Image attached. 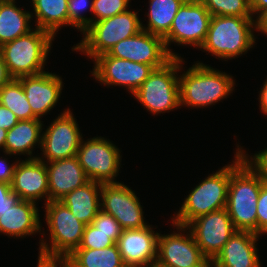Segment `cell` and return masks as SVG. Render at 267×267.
Wrapping results in <instances>:
<instances>
[{
	"label": "cell",
	"instance_id": "cell-27",
	"mask_svg": "<svg viewBox=\"0 0 267 267\" xmlns=\"http://www.w3.org/2000/svg\"><path fill=\"white\" fill-rule=\"evenodd\" d=\"M65 259L71 267H126L117 243L103 249L77 248Z\"/></svg>",
	"mask_w": 267,
	"mask_h": 267
},
{
	"label": "cell",
	"instance_id": "cell-28",
	"mask_svg": "<svg viewBox=\"0 0 267 267\" xmlns=\"http://www.w3.org/2000/svg\"><path fill=\"white\" fill-rule=\"evenodd\" d=\"M186 0H149L147 27L142 30L164 38L170 30L173 19Z\"/></svg>",
	"mask_w": 267,
	"mask_h": 267
},
{
	"label": "cell",
	"instance_id": "cell-21",
	"mask_svg": "<svg viewBox=\"0 0 267 267\" xmlns=\"http://www.w3.org/2000/svg\"><path fill=\"white\" fill-rule=\"evenodd\" d=\"M260 235L237 230L213 259L223 267H261L257 240Z\"/></svg>",
	"mask_w": 267,
	"mask_h": 267
},
{
	"label": "cell",
	"instance_id": "cell-47",
	"mask_svg": "<svg viewBox=\"0 0 267 267\" xmlns=\"http://www.w3.org/2000/svg\"><path fill=\"white\" fill-rule=\"evenodd\" d=\"M140 267H163V266H161L157 262H155L153 264H148V265H144V266H140Z\"/></svg>",
	"mask_w": 267,
	"mask_h": 267
},
{
	"label": "cell",
	"instance_id": "cell-26",
	"mask_svg": "<svg viewBox=\"0 0 267 267\" xmlns=\"http://www.w3.org/2000/svg\"><path fill=\"white\" fill-rule=\"evenodd\" d=\"M35 27L50 32L54 37L62 26H69L68 0H32Z\"/></svg>",
	"mask_w": 267,
	"mask_h": 267
},
{
	"label": "cell",
	"instance_id": "cell-4",
	"mask_svg": "<svg viewBox=\"0 0 267 267\" xmlns=\"http://www.w3.org/2000/svg\"><path fill=\"white\" fill-rule=\"evenodd\" d=\"M255 18L212 16L206 38L200 49L219 59H235L256 45Z\"/></svg>",
	"mask_w": 267,
	"mask_h": 267
},
{
	"label": "cell",
	"instance_id": "cell-40",
	"mask_svg": "<svg viewBox=\"0 0 267 267\" xmlns=\"http://www.w3.org/2000/svg\"><path fill=\"white\" fill-rule=\"evenodd\" d=\"M68 267L66 259L46 258L38 256L37 267Z\"/></svg>",
	"mask_w": 267,
	"mask_h": 267
},
{
	"label": "cell",
	"instance_id": "cell-29",
	"mask_svg": "<svg viewBox=\"0 0 267 267\" xmlns=\"http://www.w3.org/2000/svg\"><path fill=\"white\" fill-rule=\"evenodd\" d=\"M0 104L11 110L19 120L37 119L18 79H13L0 89Z\"/></svg>",
	"mask_w": 267,
	"mask_h": 267
},
{
	"label": "cell",
	"instance_id": "cell-16",
	"mask_svg": "<svg viewBox=\"0 0 267 267\" xmlns=\"http://www.w3.org/2000/svg\"><path fill=\"white\" fill-rule=\"evenodd\" d=\"M189 232V233H188ZM187 234L158 235L157 263L163 267H204L207 258L202 254L189 230Z\"/></svg>",
	"mask_w": 267,
	"mask_h": 267
},
{
	"label": "cell",
	"instance_id": "cell-43",
	"mask_svg": "<svg viewBox=\"0 0 267 267\" xmlns=\"http://www.w3.org/2000/svg\"><path fill=\"white\" fill-rule=\"evenodd\" d=\"M259 107L264 115H267V77L259 93Z\"/></svg>",
	"mask_w": 267,
	"mask_h": 267
},
{
	"label": "cell",
	"instance_id": "cell-13",
	"mask_svg": "<svg viewBox=\"0 0 267 267\" xmlns=\"http://www.w3.org/2000/svg\"><path fill=\"white\" fill-rule=\"evenodd\" d=\"M101 211L112 215L123 230L144 228V212L135 191L120 182L103 183L100 192Z\"/></svg>",
	"mask_w": 267,
	"mask_h": 267
},
{
	"label": "cell",
	"instance_id": "cell-8",
	"mask_svg": "<svg viewBox=\"0 0 267 267\" xmlns=\"http://www.w3.org/2000/svg\"><path fill=\"white\" fill-rule=\"evenodd\" d=\"M182 62L181 57H173L164 66L155 68L132 94L153 115L163 114L180 107L177 73L182 69Z\"/></svg>",
	"mask_w": 267,
	"mask_h": 267
},
{
	"label": "cell",
	"instance_id": "cell-11",
	"mask_svg": "<svg viewBox=\"0 0 267 267\" xmlns=\"http://www.w3.org/2000/svg\"><path fill=\"white\" fill-rule=\"evenodd\" d=\"M172 225L179 231L189 229L207 259H214L237 231L225 208L202 215L192 220L186 227L174 223Z\"/></svg>",
	"mask_w": 267,
	"mask_h": 267
},
{
	"label": "cell",
	"instance_id": "cell-10",
	"mask_svg": "<svg viewBox=\"0 0 267 267\" xmlns=\"http://www.w3.org/2000/svg\"><path fill=\"white\" fill-rule=\"evenodd\" d=\"M120 153L109 139L100 136L86 141L82 139L76 156L88 179L103 184L117 183L115 177L120 171Z\"/></svg>",
	"mask_w": 267,
	"mask_h": 267
},
{
	"label": "cell",
	"instance_id": "cell-19",
	"mask_svg": "<svg viewBox=\"0 0 267 267\" xmlns=\"http://www.w3.org/2000/svg\"><path fill=\"white\" fill-rule=\"evenodd\" d=\"M18 80L22 84L33 114L39 119L55 107L64 86L59 75L47 71L20 77Z\"/></svg>",
	"mask_w": 267,
	"mask_h": 267
},
{
	"label": "cell",
	"instance_id": "cell-31",
	"mask_svg": "<svg viewBox=\"0 0 267 267\" xmlns=\"http://www.w3.org/2000/svg\"><path fill=\"white\" fill-rule=\"evenodd\" d=\"M88 8L92 13L93 0H68L69 26L75 27L83 33L92 23L93 17L83 16V12L88 10Z\"/></svg>",
	"mask_w": 267,
	"mask_h": 267
},
{
	"label": "cell",
	"instance_id": "cell-46",
	"mask_svg": "<svg viewBox=\"0 0 267 267\" xmlns=\"http://www.w3.org/2000/svg\"><path fill=\"white\" fill-rule=\"evenodd\" d=\"M204 267H223L222 265L218 264L215 260L213 259H207Z\"/></svg>",
	"mask_w": 267,
	"mask_h": 267
},
{
	"label": "cell",
	"instance_id": "cell-22",
	"mask_svg": "<svg viewBox=\"0 0 267 267\" xmlns=\"http://www.w3.org/2000/svg\"><path fill=\"white\" fill-rule=\"evenodd\" d=\"M36 203L19 200L3 215H0V233L10 237L24 238L27 235L41 233L39 210Z\"/></svg>",
	"mask_w": 267,
	"mask_h": 267
},
{
	"label": "cell",
	"instance_id": "cell-6",
	"mask_svg": "<svg viewBox=\"0 0 267 267\" xmlns=\"http://www.w3.org/2000/svg\"><path fill=\"white\" fill-rule=\"evenodd\" d=\"M137 14L128 9L113 17L91 23L83 32L82 40L72 47V51H80L91 60L108 53L115 44L142 30L143 24Z\"/></svg>",
	"mask_w": 267,
	"mask_h": 267
},
{
	"label": "cell",
	"instance_id": "cell-1",
	"mask_svg": "<svg viewBox=\"0 0 267 267\" xmlns=\"http://www.w3.org/2000/svg\"><path fill=\"white\" fill-rule=\"evenodd\" d=\"M237 146L233 163L208 175L187 195L172 223L187 226L192 220L226 207L230 175L246 160L245 151Z\"/></svg>",
	"mask_w": 267,
	"mask_h": 267
},
{
	"label": "cell",
	"instance_id": "cell-5",
	"mask_svg": "<svg viewBox=\"0 0 267 267\" xmlns=\"http://www.w3.org/2000/svg\"><path fill=\"white\" fill-rule=\"evenodd\" d=\"M53 39L54 36L50 32L35 27L27 34L0 46L11 76L18 79L45 72L44 67Z\"/></svg>",
	"mask_w": 267,
	"mask_h": 267
},
{
	"label": "cell",
	"instance_id": "cell-34",
	"mask_svg": "<svg viewBox=\"0 0 267 267\" xmlns=\"http://www.w3.org/2000/svg\"><path fill=\"white\" fill-rule=\"evenodd\" d=\"M91 224L103 233L112 234V240L115 243H117L123 231L118 221L112 215L103 211L96 215Z\"/></svg>",
	"mask_w": 267,
	"mask_h": 267
},
{
	"label": "cell",
	"instance_id": "cell-32",
	"mask_svg": "<svg viewBox=\"0 0 267 267\" xmlns=\"http://www.w3.org/2000/svg\"><path fill=\"white\" fill-rule=\"evenodd\" d=\"M130 0H93L92 23L127 11Z\"/></svg>",
	"mask_w": 267,
	"mask_h": 267
},
{
	"label": "cell",
	"instance_id": "cell-14",
	"mask_svg": "<svg viewBox=\"0 0 267 267\" xmlns=\"http://www.w3.org/2000/svg\"><path fill=\"white\" fill-rule=\"evenodd\" d=\"M92 76L103 85L127 87L133 94L154 70L151 65L102 54L94 59Z\"/></svg>",
	"mask_w": 267,
	"mask_h": 267
},
{
	"label": "cell",
	"instance_id": "cell-39",
	"mask_svg": "<svg viewBox=\"0 0 267 267\" xmlns=\"http://www.w3.org/2000/svg\"><path fill=\"white\" fill-rule=\"evenodd\" d=\"M0 157V182H4L7 184H11L13 180L14 170L17 165V161L14 162L12 165H9L7 159Z\"/></svg>",
	"mask_w": 267,
	"mask_h": 267
},
{
	"label": "cell",
	"instance_id": "cell-44",
	"mask_svg": "<svg viewBox=\"0 0 267 267\" xmlns=\"http://www.w3.org/2000/svg\"><path fill=\"white\" fill-rule=\"evenodd\" d=\"M252 14L257 16L267 8V0H250Z\"/></svg>",
	"mask_w": 267,
	"mask_h": 267
},
{
	"label": "cell",
	"instance_id": "cell-18",
	"mask_svg": "<svg viewBox=\"0 0 267 267\" xmlns=\"http://www.w3.org/2000/svg\"><path fill=\"white\" fill-rule=\"evenodd\" d=\"M148 225L140 229L123 230L117 241L126 267H140L157 261L159 233Z\"/></svg>",
	"mask_w": 267,
	"mask_h": 267
},
{
	"label": "cell",
	"instance_id": "cell-36",
	"mask_svg": "<svg viewBox=\"0 0 267 267\" xmlns=\"http://www.w3.org/2000/svg\"><path fill=\"white\" fill-rule=\"evenodd\" d=\"M20 200L17 194H14L11 185L0 182V215L15 205Z\"/></svg>",
	"mask_w": 267,
	"mask_h": 267
},
{
	"label": "cell",
	"instance_id": "cell-12",
	"mask_svg": "<svg viewBox=\"0 0 267 267\" xmlns=\"http://www.w3.org/2000/svg\"><path fill=\"white\" fill-rule=\"evenodd\" d=\"M70 109L61 113L42 133V162L48 163L77 155L82 134Z\"/></svg>",
	"mask_w": 267,
	"mask_h": 267
},
{
	"label": "cell",
	"instance_id": "cell-9",
	"mask_svg": "<svg viewBox=\"0 0 267 267\" xmlns=\"http://www.w3.org/2000/svg\"><path fill=\"white\" fill-rule=\"evenodd\" d=\"M212 15L199 0H186L175 15L169 33L163 38L172 57H180L169 48L171 43L178 45L202 46Z\"/></svg>",
	"mask_w": 267,
	"mask_h": 267
},
{
	"label": "cell",
	"instance_id": "cell-24",
	"mask_svg": "<svg viewBox=\"0 0 267 267\" xmlns=\"http://www.w3.org/2000/svg\"><path fill=\"white\" fill-rule=\"evenodd\" d=\"M102 183L89 181L64 196L60 202L85 225L91 224L101 211L100 192Z\"/></svg>",
	"mask_w": 267,
	"mask_h": 267
},
{
	"label": "cell",
	"instance_id": "cell-45",
	"mask_svg": "<svg viewBox=\"0 0 267 267\" xmlns=\"http://www.w3.org/2000/svg\"><path fill=\"white\" fill-rule=\"evenodd\" d=\"M6 136H7V130L0 128V148L3 149V152H4Z\"/></svg>",
	"mask_w": 267,
	"mask_h": 267
},
{
	"label": "cell",
	"instance_id": "cell-33",
	"mask_svg": "<svg viewBox=\"0 0 267 267\" xmlns=\"http://www.w3.org/2000/svg\"><path fill=\"white\" fill-rule=\"evenodd\" d=\"M112 234L99 231L92 224L85 226L82 240L78 248L84 249H103L114 245Z\"/></svg>",
	"mask_w": 267,
	"mask_h": 267
},
{
	"label": "cell",
	"instance_id": "cell-3",
	"mask_svg": "<svg viewBox=\"0 0 267 267\" xmlns=\"http://www.w3.org/2000/svg\"><path fill=\"white\" fill-rule=\"evenodd\" d=\"M235 80L231 75L203 63H195L179 75L180 106L203 108L231 95Z\"/></svg>",
	"mask_w": 267,
	"mask_h": 267
},
{
	"label": "cell",
	"instance_id": "cell-41",
	"mask_svg": "<svg viewBox=\"0 0 267 267\" xmlns=\"http://www.w3.org/2000/svg\"><path fill=\"white\" fill-rule=\"evenodd\" d=\"M13 79L0 51V89Z\"/></svg>",
	"mask_w": 267,
	"mask_h": 267
},
{
	"label": "cell",
	"instance_id": "cell-30",
	"mask_svg": "<svg viewBox=\"0 0 267 267\" xmlns=\"http://www.w3.org/2000/svg\"><path fill=\"white\" fill-rule=\"evenodd\" d=\"M212 16L253 17L250 0H199Z\"/></svg>",
	"mask_w": 267,
	"mask_h": 267
},
{
	"label": "cell",
	"instance_id": "cell-42",
	"mask_svg": "<svg viewBox=\"0 0 267 267\" xmlns=\"http://www.w3.org/2000/svg\"><path fill=\"white\" fill-rule=\"evenodd\" d=\"M256 17V30L264 33L267 36V8Z\"/></svg>",
	"mask_w": 267,
	"mask_h": 267
},
{
	"label": "cell",
	"instance_id": "cell-20",
	"mask_svg": "<svg viewBox=\"0 0 267 267\" xmlns=\"http://www.w3.org/2000/svg\"><path fill=\"white\" fill-rule=\"evenodd\" d=\"M48 171L49 201H60L71 191L90 180L77 156L46 163Z\"/></svg>",
	"mask_w": 267,
	"mask_h": 267
},
{
	"label": "cell",
	"instance_id": "cell-35",
	"mask_svg": "<svg viewBox=\"0 0 267 267\" xmlns=\"http://www.w3.org/2000/svg\"><path fill=\"white\" fill-rule=\"evenodd\" d=\"M257 234H267V185L262 184L257 200Z\"/></svg>",
	"mask_w": 267,
	"mask_h": 267
},
{
	"label": "cell",
	"instance_id": "cell-15",
	"mask_svg": "<svg viewBox=\"0 0 267 267\" xmlns=\"http://www.w3.org/2000/svg\"><path fill=\"white\" fill-rule=\"evenodd\" d=\"M107 54L119 59L151 65L154 69L164 66L173 58L162 37L144 30L115 44Z\"/></svg>",
	"mask_w": 267,
	"mask_h": 267
},
{
	"label": "cell",
	"instance_id": "cell-2",
	"mask_svg": "<svg viewBox=\"0 0 267 267\" xmlns=\"http://www.w3.org/2000/svg\"><path fill=\"white\" fill-rule=\"evenodd\" d=\"M263 183L247 159L230 175L225 209L236 230L257 234V200Z\"/></svg>",
	"mask_w": 267,
	"mask_h": 267
},
{
	"label": "cell",
	"instance_id": "cell-7",
	"mask_svg": "<svg viewBox=\"0 0 267 267\" xmlns=\"http://www.w3.org/2000/svg\"><path fill=\"white\" fill-rule=\"evenodd\" d=\"M44 205L51 242L47 243L43 236L39 256L65 259L79 247L86 225L60 201H49Z\"/></svg>",
	"mask_w": 267,
	"mask_h": 267
},
{
	"label": "cell",
	"instance_id": "cell-37",
	"mask_svg": "<svg viewBox=\"0 0 267 267\" xmlns=\"http://www.w3.org/2000/svg\"><path fill=\"white\" fill-rule=\"evenodd\" d=\"M246 159L255 167V169L261 174L263 182L267 185V148L263 151H259L252 157L247 156ZM250 157V158H249Z\"/></svg>",
	"mask_w": 267,
	"mask_h": 267
},
{
	"label": "cell",
	"instance_id": "cell-23",
	"mask_svg": "<svg viewBox=\"0 0 267 267\" xmlns=\"http://www.w3.org/2000/svg\"><path fill=\"white\" fill-rule=\"evenodd\" d=\"M42 119H29V120H19L16 125H14L10 130L7 131L4 155H15L23 154L29 155L28 159L38 158V156L33 157V149L36 144L42 145V131H43V121ZM32 155V156H31Z\"/></svg>",
	"mask_w": 267,
	"mask_h": 267
},
{
	"label": "cell",
	"instance_id": "cell-17",
	"mask_svg": "<svg viewBox=\"0 0 267 267\" xmlns=\"http://www.w3.org/2000/svg\"><path fill=\"white\" fill-rule=\"evenodd\" d=\"M10 185L20 200L36 203L45 198L49 202L48 171L46 163L39 158L18 160Z\"/></svg>",
	"mask_w": 267,
	"mask_h": 267
},
{
	"label": "cell",
	"instance_id": "cell-38",
	"mask_svg": "<svg viewBox=\"0 0 267 267\" xmlns=\"http://www.w3.org/2000/svg\"><path fill=\"white\" fill-rule=\"evenodd\" d=\"M19 119L16 115L0 104V128L4 130H10L14 125L18 123Z\"/></svg>",
	"mask_w": 267,
	"mask_h": 267
},
{
	"label": "cell",
	"instance_id": "cell-25",
	"mask_svg": "<svg viewBox=\"0 0 267 267\" xmlns=\"http://www.w3.org/2000/svg\"><path fill=\"white\" fill-rule=\"evenodd\" d=\"M15 3V0H0V46L32 30L31 12Z\"/></svg>",
	"mask_w": 267,
	"mask_h": 267
}]
</instances>
